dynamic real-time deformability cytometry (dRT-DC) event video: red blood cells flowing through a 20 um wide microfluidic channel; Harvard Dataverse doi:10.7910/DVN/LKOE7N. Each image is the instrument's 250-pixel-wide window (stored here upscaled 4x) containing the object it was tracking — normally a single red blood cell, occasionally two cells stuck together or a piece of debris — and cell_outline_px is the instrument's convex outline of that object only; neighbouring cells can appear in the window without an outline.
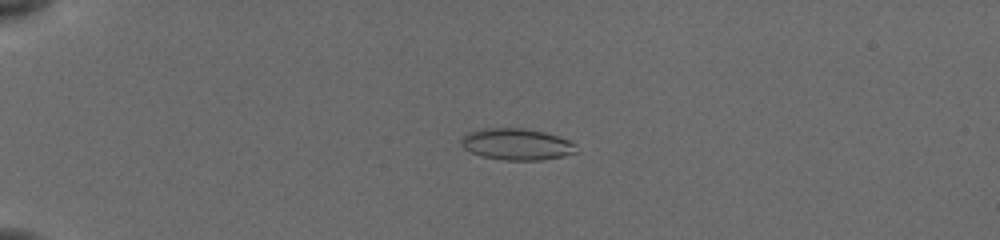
{"species": "common noctule bat (a hibernating species)", "species_latin": "Nyctalus noctula", "temperature_condition": "cold", "stored_images_in_passage": 54, "camera_frame_rate_fps": 3000, "um_per_image_px": 0.085, "animal": {"sex": "female", "body_mass_g": 19.5, "forearm_length_mm": 54.1}, "frame": {"image": 1, "passage_image": 14, "time_ms": 4.333, "image_size_px": [1000, 240], "cell_outline_px": [[576, 152], [564, 156], [540, 160], [504, 160], [480, 156], [464, 148], [460, 144], [460, 140], [468, 132], [484, 128], [524, 128], [544, 132], [568, 140], [576, 144]], "centroid_in_image_um": [43.9, 12.26], "position_along_channel_um": 41.1, "area_um2": 21.1}}
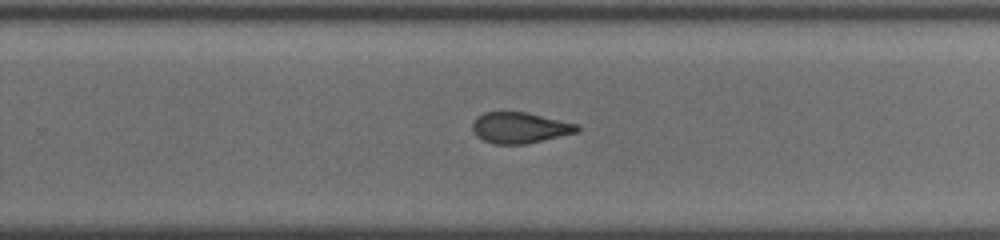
{"frame": {"image": 2, "passage_image": 37, "time_ms": 12.0, "image_size_px": [1000, 240], "cell_outline_px": [[580, 128], [576, 132], [524, 144], [496, 144], [484, 140], [476, 136], [472, 128], [472, 124], [476, 116], [484, 112], [524, 112], [580, 124]], "centroid_in_image_um": [44.15, 10.85], "position_along_channel_um": 285.6, "area_um2": 18.67}}
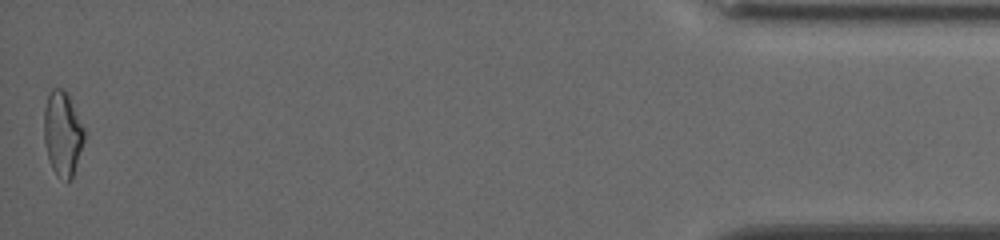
{"frame": {"image": 3, "passage_image": 54, "time_ms": 17.667, "image_size_px": [1000, 240], "cell_outline_px": [[84, 140], [72, 180], [68, 180], [56, 176], [52, 168], [48, 156], [44, 140], [44, 108], [48, 96], [52, 88], [60, 88], [68, 92], [84, 128]], "centroid_in_image_um": [5.32, 11.34], "position_along_channel_um": 429.9, "area_um2": 19.83}, "authors_computed_cell_mechanics": {"area_um2": 20.3167, "velocity_mm_per_s": 3.8893, "shape_relaxation_time_tau1_ms": 5.9449, "shape_relaxation_time_tau2_ms": 2.5426, "deformation_change_tau1": 0.1503, "deformation_change_tau2": 0.0864}}